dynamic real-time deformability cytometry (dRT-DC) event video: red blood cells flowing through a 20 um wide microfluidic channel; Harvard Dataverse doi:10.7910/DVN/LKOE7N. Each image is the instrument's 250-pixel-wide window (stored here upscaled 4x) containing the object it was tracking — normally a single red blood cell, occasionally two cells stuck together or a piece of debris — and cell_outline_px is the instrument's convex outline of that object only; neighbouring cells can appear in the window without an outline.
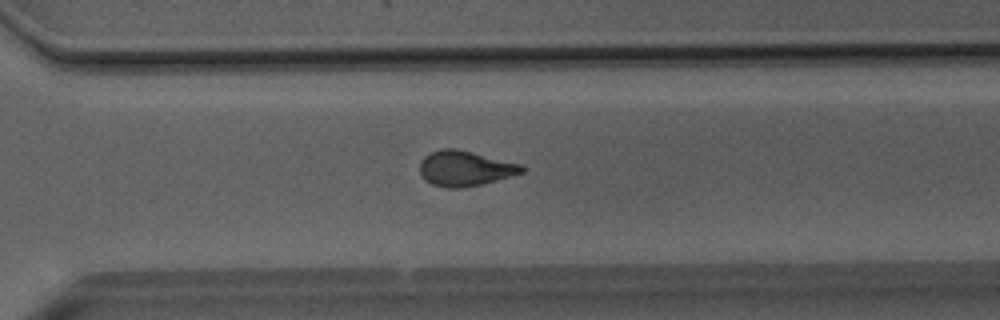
{"species": "Egyptian fruit bat (a non-hibernating species)", "species_latin": "Rousettus aegyptiacus", "temperature_condition": "room temperature", "stored_images_in_passage": 50, "camera_frame_rate_fps": 3000, "um_per_image_px": 0.085, "animal": {"sex": "male"}, "frame": {"image": 1, "passage_image": 36, "time_ms": 11.667, "image_size_px": [1000, 320], "cell_outline_px": [[524, 172], [496, 180], [480, 184], [460, 188], [444, 188], [432, 184], [424, 180], [420, 172], [420, 160], [428, 152], [440, 148], [456, 148], [520, 164], [524, 168]], "centroid_in_image_um": [39.45, 14.3], "position_along_channel_um": 331.1, "area_um2": 20.92}}
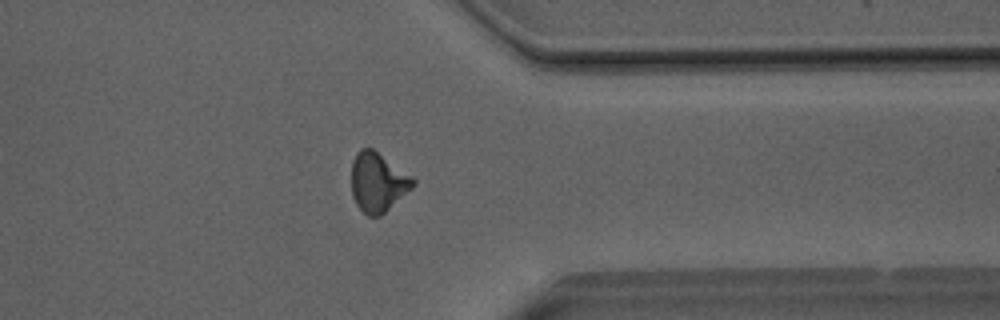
{"frame": {"image": 2, "passage_image": 40, "time_ms": 13.0, "image_size_px": [1000, 320], "cell_outline_px": [[416, 184], [412, 188], [380, 216], [368, 216], [356, 204], [352, 196], [352, 160], [356, 152], [360, 148], [372, 148], [412, 176], [416, 180]], "centroid_in_image_um": [32.11, 15.47], "position_along_channel_um": 379.3, "area_um2": 21.15}}
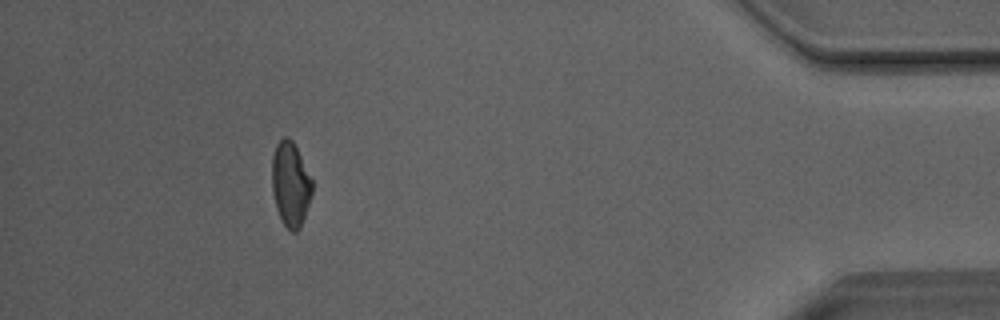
{"frame": {"image": 3, "passage_image": 46, "time_ms": 15.0, "image_size_px": [1000, 320], "cell_outline_px": [[312, 192], [300, 228], [296, 232], [292, 232], [284, 224], [276, 208], [272, 192], [272, 156], [276, 144], [284, 136], [288, 136], [292, 140], [312, 180]], "centroid_in_image_um": [24.67, 15.64], "position_along_channel_um": 410.5, "area_um2": 19.54}, "authors_computed_cell_mechanics": {"area_um2": 21.1837, "velocity_mm_per_s": 4.0779, "shape_relaxation_time_tau1_ms": 7.2942, "shape_relaxation_time_tau2_ms": 1.9316, "deformation_change_tau1": 0.19, "deformation_change_tau2": 0.0709}}